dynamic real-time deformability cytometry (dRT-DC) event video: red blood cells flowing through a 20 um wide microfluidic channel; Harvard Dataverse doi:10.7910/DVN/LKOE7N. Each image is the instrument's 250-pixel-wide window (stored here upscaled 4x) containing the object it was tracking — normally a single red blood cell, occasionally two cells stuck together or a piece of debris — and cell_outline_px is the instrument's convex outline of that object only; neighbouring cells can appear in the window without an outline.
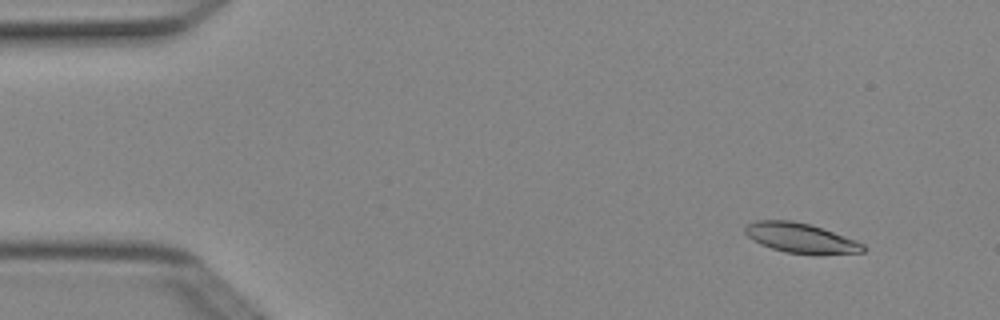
{"species": "Egyptian fruit bat (a non-hibernating species)", "species_latin": "Rousettus aegyptiacus", "temperature_condition": "cold", "stored_images_in_passage": 4, "camera_frame_rate_fps": 3000, "um_per_image_px": 0.085, "animal": {"sex": "female"}, "frame": {"image": 1, "passage_image": 2, "time_ms": 0.333, "image_size_px": [1000, 320], "cell_outline_px": [[868, 248], [864, 252], [820, 256], [784, 252], [760, 244], [752, 240], [744, 232], [744, 228], [748, 224], [756, 220], [792, 220], [808, 224], [856, 240], [864, 244]], "centroid_in_image_um": [68.1, 20.26], "position_along_channel_um": 16.9, "area_um2": 20.87}}